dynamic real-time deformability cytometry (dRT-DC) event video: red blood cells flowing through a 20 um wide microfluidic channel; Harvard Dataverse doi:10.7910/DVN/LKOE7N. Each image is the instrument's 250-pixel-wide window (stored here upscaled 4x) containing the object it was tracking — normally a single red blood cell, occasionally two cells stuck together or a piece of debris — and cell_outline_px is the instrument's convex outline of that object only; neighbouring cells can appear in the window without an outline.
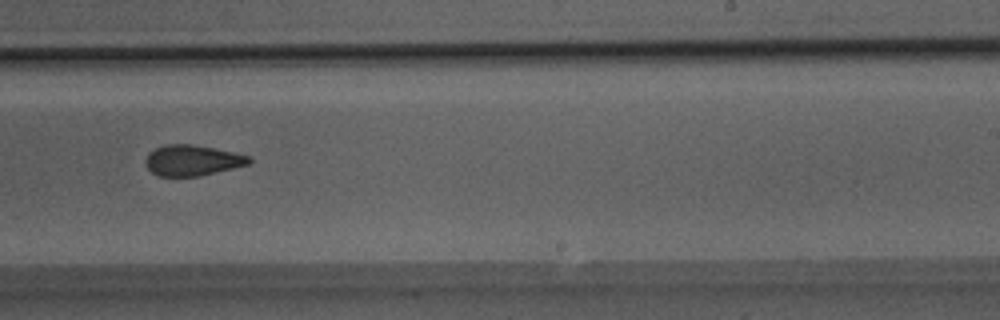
{"species": "Egyptian fruit bat (a non-hibernating species)", "species_latin": "Rousettus aegyptiacus", "temperature_condition": "room temperature", "stored_images_in_passage": 43, "camera_frame_rate_fps": 3000, "um_per_image_px": 0.085, "animal": {"sex": "male"}, "frame": {"image": 1, "passage_image": 31, "time_ms": 10.0, "image_size_px": [1000, 320], "cell_outline_px": [[252, 160], [248, 164], [200, 176], [156, 176], [148, 168], [144, 160], [148, 152], [164, 144], [192, 144], [252, 156]], "centroid_in_image_um": [16.31, 13.63], "position_along_channel_um": 272.7, "area_um2": 18.5}}